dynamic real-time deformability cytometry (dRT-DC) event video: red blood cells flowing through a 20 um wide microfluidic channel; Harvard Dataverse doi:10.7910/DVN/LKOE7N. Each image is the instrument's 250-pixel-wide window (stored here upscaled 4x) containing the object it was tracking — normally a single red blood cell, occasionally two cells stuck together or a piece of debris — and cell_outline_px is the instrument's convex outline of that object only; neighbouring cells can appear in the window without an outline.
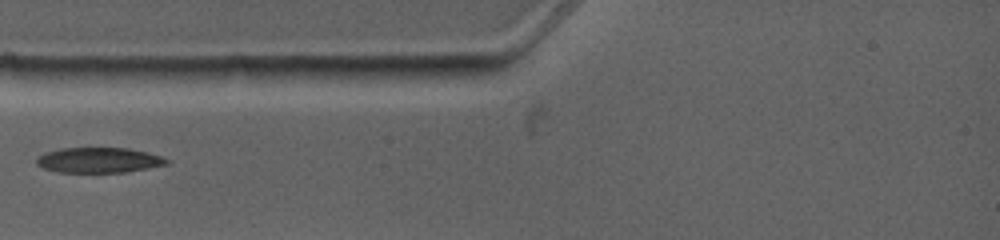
{"species": "common noctule bat (a hibernating species)", "species_latin": "Nyctalus noctula", "temperature_condition": "warm", "stored_images_in_passage": 6, "camera_frame_rate_fps": 4500, "um_per_image_px": 0.085, "animal": {"sex": "female", "body_mass_g": 19.0, "forearm_length_mm": 53.3}, "frame": {"image": 1, "passage_image": 1, "time_ms": 0.0, "image_size_px": [1000, 240], "cell_outline_px": [[168, 164], [148, 168], [124, 172], [60, 172], [44, 168], [36, 164], [36, 160], [44, 152], [60, 148], [128, 148], [148, 152], [160, 156], [168, 160]], "centroid_in_image_um": [8.39, 13.6], "position_along_channel_um": 76.6, "area_um2": 19.02}}
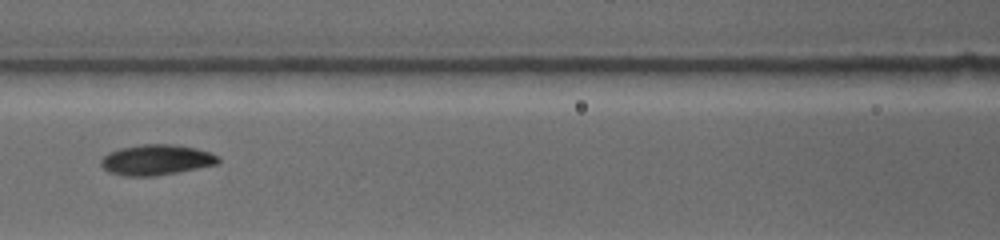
{"frame": {"image": 2, "passage_image": 3, "time_ms": 2.0, "image_size_px": [1000, 240], "cell_outline_px": [[220, 164], [176, 172], [152, 176], [124, 176], [108, 172], [100, 164], [100, 160], [108, 152], [120, 148], [140, 144], [172, 144], [196, 148], [208, 152], [216, 156], [220, 160]], "centroid_in_image_um": [13.26, 13.58], "position_along_channel_um": 153.3, "area_um2": 20.81}}
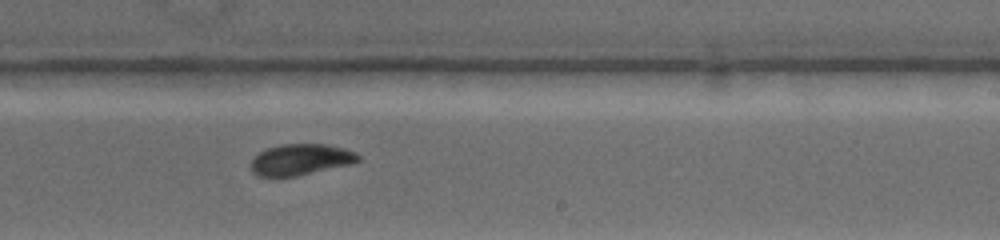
{"frame": {"image": 3, "passage_image": 6, "time_ms": 4.889, "image_size_px": [1000, 240], "cell_outline_px": [[360, 160], [352, 164], [296, 176], [260, 176], [252, 172], [252, 156], [268, 148], [280, 144], [328, 144], [344, 148], [356, 152], [360, 156]], "centroid_in_image_um": [25.59, 13.55], "position_along_channel_um": 263.4, "area_um2": 19.48}}